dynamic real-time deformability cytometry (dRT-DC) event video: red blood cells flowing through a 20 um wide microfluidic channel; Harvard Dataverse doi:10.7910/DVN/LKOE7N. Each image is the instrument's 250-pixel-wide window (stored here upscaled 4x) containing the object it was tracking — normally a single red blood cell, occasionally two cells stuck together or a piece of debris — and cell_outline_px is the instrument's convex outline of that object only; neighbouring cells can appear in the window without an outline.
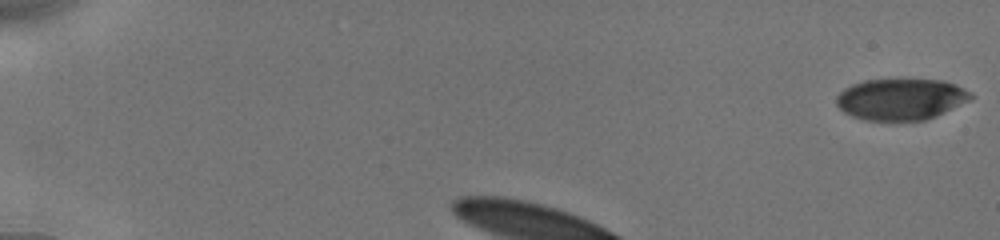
{"species": "human", "species_latin": "Homo sapiens", "temperature_condition": "cold", "stored_images_in_passage": 23, "camera_frame_rate_fps": 3000, "um_per_image_px": 0.085, "donor": {"sex": "male"}, "frame": {"image": 1, "passage_image": 1, "time_ms": 0.0, "image_size_px": [1000, 240], "cell_outline_px": [[972, 96], [968, 100], [936, 116], [924, 120], [864, 120], [852, 116], [844, 112], [836, 104], [836, 96], [844, 88], [852, 84], [864, 80], [944, 80], [956, 84], [972, 92]], "centroid_in_image_um": [76.55, 8.43], "position_along_channel_um": 8.4, "area_um2": 32.19}}
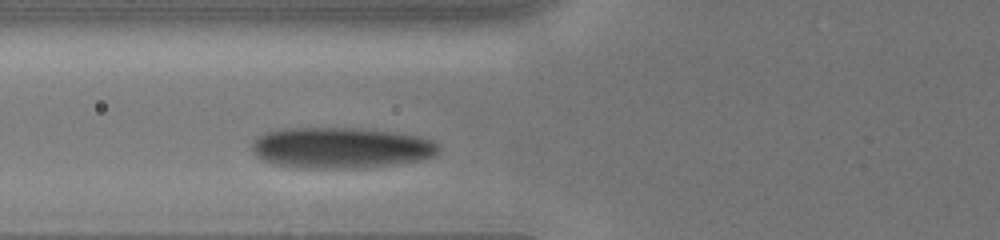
{"frame": {"image": 2, "passage_image": 14, "time_ms": 3.0, "image_size_px": [1000, 240], "cell_outline_px": [[440, 148], [432, 156], [416, 160], [368, 168], [300, 168], [272, 164], [256, 156], [252, 152], [252, 144], [260, 136], [268, 132], [288, 128], [356, 128], [392, 132], [416, 136], [432, 140]], "centroid_in_image_um": [28.93, 12.57], "position_along_channel_um": 96.9, "area_um2": 44.16}}
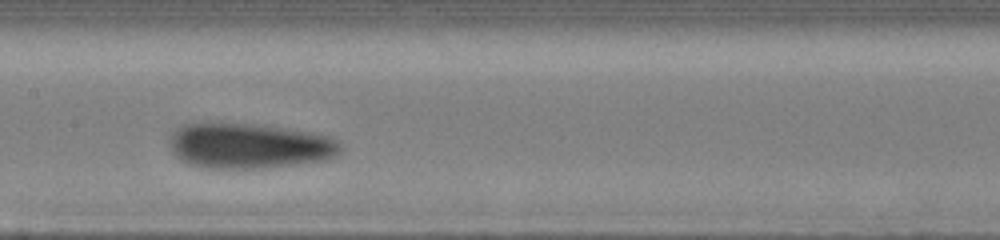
{"frame": {"image": 3, "passage_image": 22, "time_ms": 5.333, "image_size_px": [1000, 240], "cell_outline_px": [[344, 148], [336, 156], [324, 160], [260, 168], [204, 168], [188, 164], [176, 156], [172, 152], [168, 144], [168, 140], [172, 132], [180, 124], [200, 120], [220, 120], [268, 124], [328, 136], [340, 140]], "centroid_in_image_um": [21.09, 12.32], "position_along_channel_um": 186.3, "area_um2": 46.99}}